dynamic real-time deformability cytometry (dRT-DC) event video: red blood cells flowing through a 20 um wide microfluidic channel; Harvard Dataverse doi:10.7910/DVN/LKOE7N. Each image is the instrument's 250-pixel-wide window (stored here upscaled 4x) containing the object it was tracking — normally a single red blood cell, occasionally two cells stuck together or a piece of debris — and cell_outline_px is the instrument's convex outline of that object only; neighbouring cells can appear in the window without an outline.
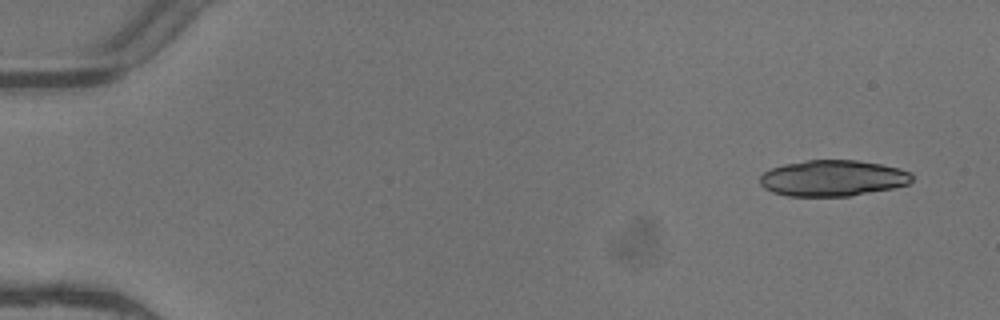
{"species": "common noctule bat (a hibernating species)", "species_latin": "Nyctalus noctula", "temperature_condition": "warm", "stored_images_in_passage": 7, "camera_frame_rate_fps": 3000, "um_per_image_px": 0.085, "animal": {"sex": "female"}, "frame": {"image": 1, "passage_image": 1, "time_ms": 0.0, "image_size_px": [1000, 320], "cell_outline_px": [[912, 180], [908, 184], [892, 188], [848, 196], [788, 196], [772, 192], [764, 188], [760, 184], [760, 176], [764, 172], [772, 168], [784, 164], [808, 160], [856, 160], [880, 164], [900, 168], [912, 172]], "centroid_in_image_um": [70.78, 15.14], "position_along_channel_um": 14.2, "area_um2": 31.91}}
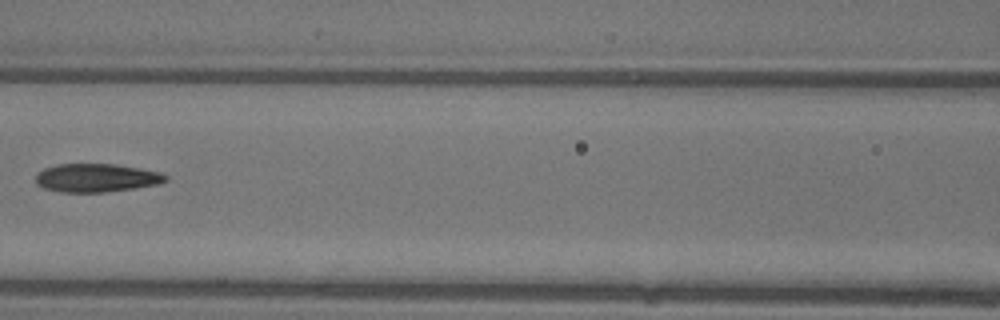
{"frame": {"image": 2, "passage_image": 6, "time_ms": 1.667, "image_size_px": [1000, 320], "cell_outline_px": [[168, 180], [160, 184], [104, 192], [60, 192], [44, 188], [36, 184], [36, 172], [44, 168], [56, 164], [116, 164], [140, 168], [160, 172], [168, 176]], "centroid_in_image_um": [8.18, 15.11], "position_along_channel_um": 158.4, "area_um2": 21.62}}
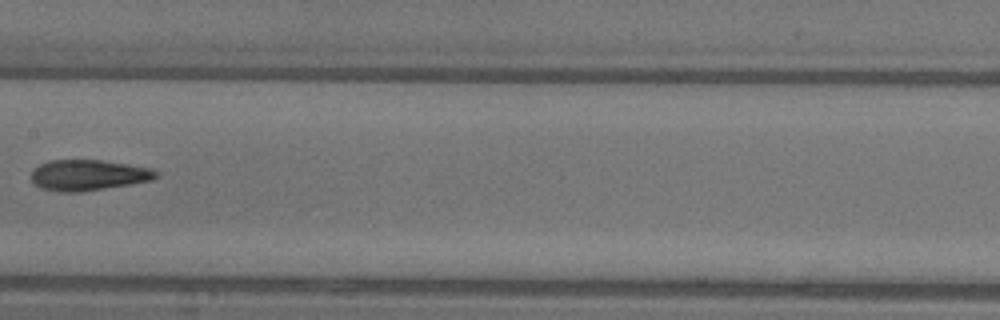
{"frame": {"image": 3, "passage_image": 7, "time_ms": 2.0, "image_size_px": [1000, 320], "cell_outline_px": [[156, 176], [152, 180], [80, 192], [60, 192], [40, 188], [32, 180], [32, 172], [40, 164], [48, 160], [100, 160], [128, 164], [148, 168], [156, 172]], "centroid_in_image_um": [7.45, 14.88], "position_along_channel_um": 199.9, "area_um2": 21.96}}